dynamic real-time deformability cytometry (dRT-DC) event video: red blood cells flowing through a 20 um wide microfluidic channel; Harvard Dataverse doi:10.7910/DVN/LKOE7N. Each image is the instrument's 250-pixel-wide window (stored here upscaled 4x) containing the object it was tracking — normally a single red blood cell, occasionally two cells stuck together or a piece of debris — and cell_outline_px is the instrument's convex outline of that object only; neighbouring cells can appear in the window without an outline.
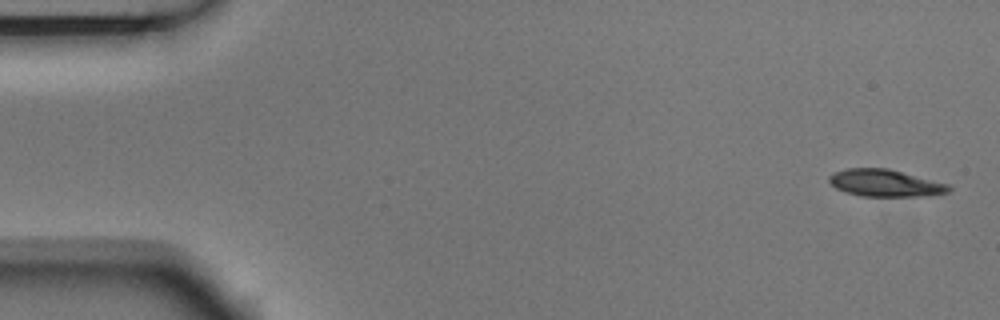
{"species": "Egyptian fruit bat (a non-hibernating species)", "species_latin": "Rousettus aegyptiacus", "temperature_condition": "room temperature", "stored_images_in_passage": 8, "camera_frame_rate_fps": 3000, "um_per_image_px": 0.085, "animal": {"sex": "male"}, "frame": {"image": 1, "passage_image": 1, "time_ms": 0.0, "image_size_px": [1000, 320], "cell_outline_px": [[952, 188], [948, 192], [924, 196], [860, 196], [836, 188], [828, 180], [828, 176], [832, 172], [848, 168], [888, 168], [948, 184]], "centroid_in_image_um": [75.22, 15.55], "position_along_channel_um": 9.8, "area_um2": 18.79}}
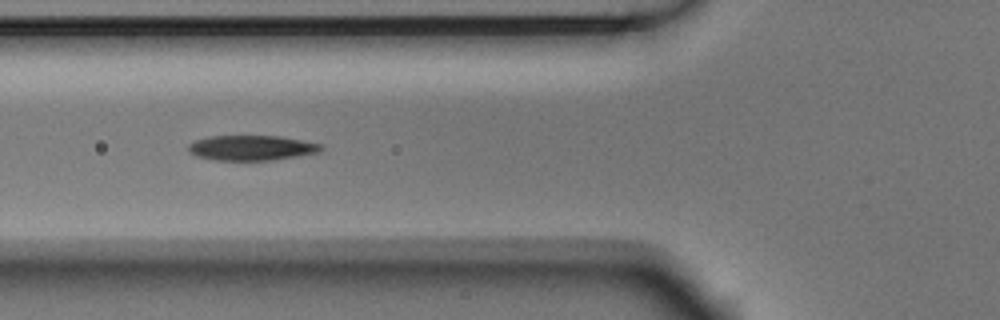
{"frame": {"image": 2, "passage_image": 6, "time_ms": 1.667, "image_size_px": [1000, 320], "cell_outline_px": [[324, 148], [316, 152], [296, 156], [268, 160], [216, 160], [196, 156], [188, 152], [188, 144], [196, 140], [208, 136], [280, 136], [320, 144]], "centroid_in_image_um": [21.31, 12.56], "position_along_channel_um": 104.5, "area_um2": 19.13}}
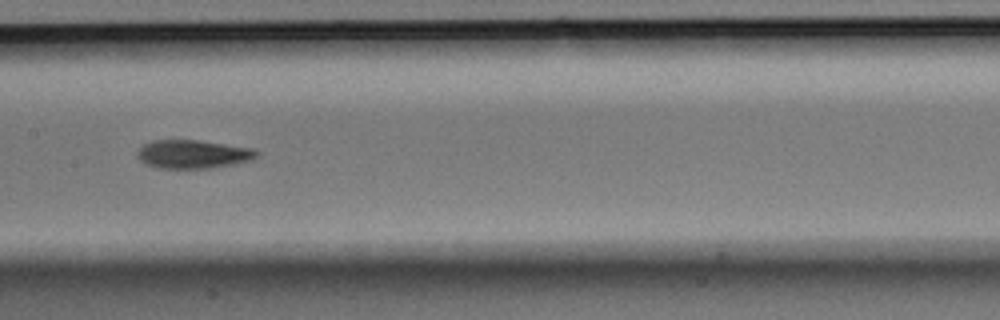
{"frame": {"image": 3, "passage_image": 8, "time_ms": 2.333, "image_size_px": [1000, 320], "cell_outline_px": [[260, 156], [252, 160], [236, 164], [208, 168], [156, 168], [144, 164], [136, 156], [136, 152], [144, 144], [156, 140], [196, 140], [256, 148], [260, 152]], "centroid_in_image_um": [16.45, 13.11], "position_along_channel_um": 190.9, "area_um2": 20.11}}